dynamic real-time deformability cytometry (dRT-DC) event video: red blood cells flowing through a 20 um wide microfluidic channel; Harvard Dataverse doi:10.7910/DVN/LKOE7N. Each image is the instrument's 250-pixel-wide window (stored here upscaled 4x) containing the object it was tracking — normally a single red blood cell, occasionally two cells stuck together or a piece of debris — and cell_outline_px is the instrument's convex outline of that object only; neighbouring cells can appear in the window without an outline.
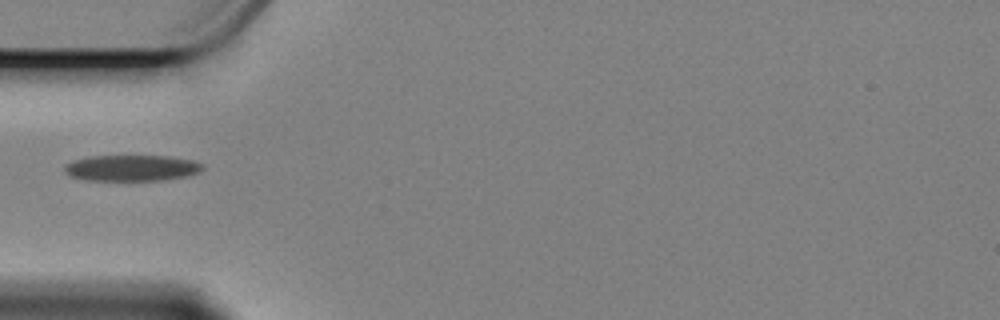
{"species": "Egyptian fruit bat (a non-hibernating species)", "species_latin": "Rousettus aegyptiacus", "temperature_condition": "cold", "stored_images_in_passage": 4, "camera_frame_rate_fps": 3000, "um_per_image_px": 0.085, "animal": {"sex": "female"}, "frame": {"image": 1, "passage_image": 1, "time_ms": 0.0, "image_size_px": [1000, 320], "cell_outline_px": [[204, 168], [196, 172], [184, 176], [160, 180], [88, 180], [72, 176], [64, 172], [64, 168], [72, 160], [88, 156], [168, 156], [192, 160], [204, 164]], "centroid_in_image_um": [11.17, 14.27], "position_along_channel_um": 73.8, "area_um2": 20.69}}
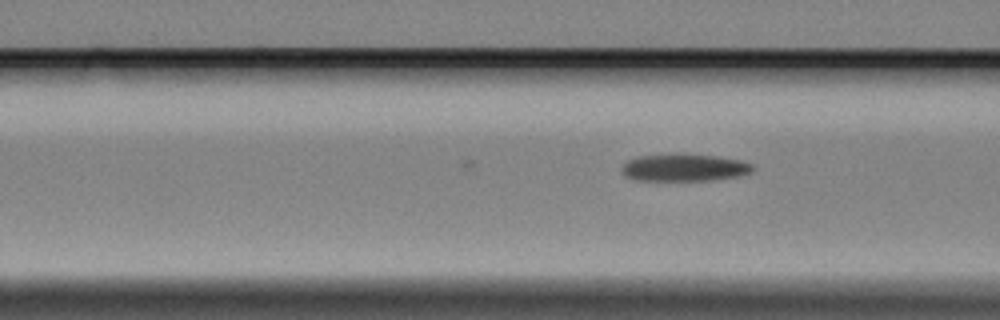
{"frame": {"image": 2, "passage_image": 4, "time_ms": 1.0, "image_size_px": [1000, 320], "cell_outline_px": [[756, 168], [748, 172], [736, 176], [708, 180], [632, 180], [624, 176], [620, 172], [620, 168], [628, 160], [636, 156], [676, 152], [720, 156], [740, 160], [752, 164]], "centroid_in_image_um": [58.07, 14.21], "position_along_channel_um": 108.5, "area_um2": 21.33}}